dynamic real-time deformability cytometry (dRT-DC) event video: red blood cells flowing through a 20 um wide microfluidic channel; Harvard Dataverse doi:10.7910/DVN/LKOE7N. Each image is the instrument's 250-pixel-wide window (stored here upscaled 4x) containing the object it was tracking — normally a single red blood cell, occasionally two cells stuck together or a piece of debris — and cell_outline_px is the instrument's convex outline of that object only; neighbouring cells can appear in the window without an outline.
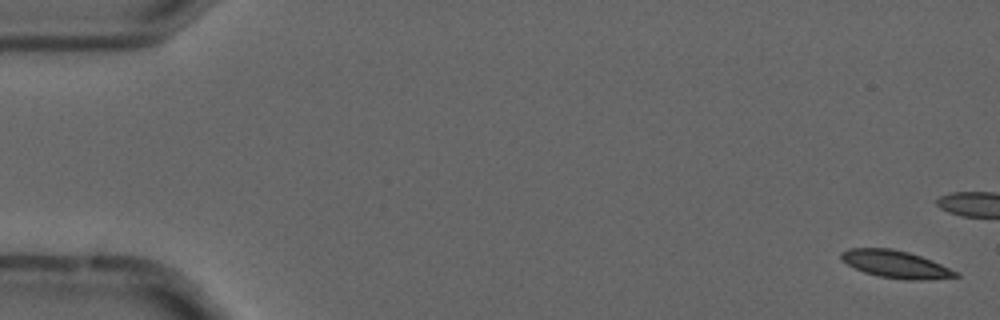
{"species": "common noctule bat (a hibernating species)", "species_latin": "Nyctalus noctula", "temperature_condition": "cold", "stored_images_in_passage": 5, "camera_frame_rate_fps": 3000, "um_per_image_px": 0.085, "animal": {"sex": "male", "forearm_length_mm": 52.5}, "frame": {"image": 1, "passage_image": 1, "time_ms": 0.0, "image_size_px": [1000, 320], "cell_outline_px": [[960, 276], [928, 280], [904, 280], [880, 276], [864, 272], [848, 264], [840, 256], [840, 252], [848, 248], [892, 248], [908, 252], [932, 260], [960, 272]], "centroid_in_image_um": [76.18, 22.46], "position_along_channel_um": 8.8, "area_um2": 18.32}}